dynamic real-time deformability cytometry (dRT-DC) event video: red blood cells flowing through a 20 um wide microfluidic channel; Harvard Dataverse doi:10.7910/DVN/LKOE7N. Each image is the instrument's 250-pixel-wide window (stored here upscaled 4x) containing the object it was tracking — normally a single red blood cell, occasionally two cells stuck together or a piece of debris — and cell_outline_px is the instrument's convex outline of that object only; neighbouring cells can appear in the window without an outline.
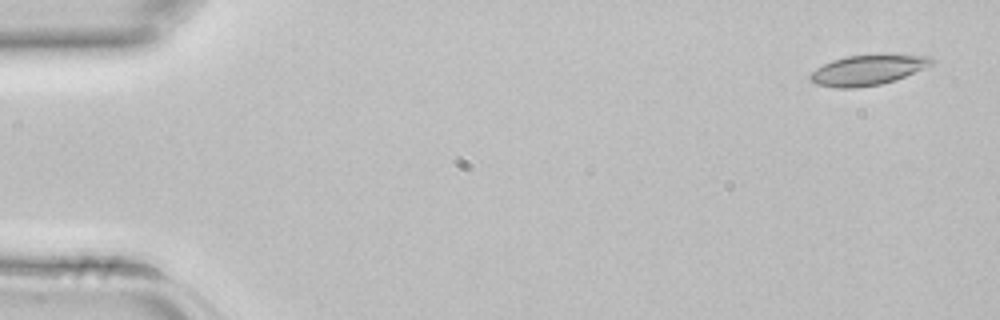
{"species": "common noctule bat (a hibernating species)", "species_latin": "Nyctalus noctula", "temperature_condition": "room temperature", "stored_images_in_passage": 3, "camera_frame_rate_fps": 3000, "um_per_image_px": 0.085, "animal": {"sex": "female", "body_mass_g": 22.7, "forearm_length_mm": 54.2}, "frame": {"image": 1, "passage_image": 1, "time_ms": 0.0, "image_size_px": [1000, 320], "cell_outline_px": [[936, 60], [932, 64], [896, 80], [880, 84], [856, 88], [836, 88], [816, 84], [808, 80], [808, 76], [816, 68], [832, 60], [844, 56], [876, 52], [888, 52], [932, 56]], "centroid_in_image_um": [73.79, 5.89], "position_along_channel_um": 11.2, "area_um2": 22.37}}
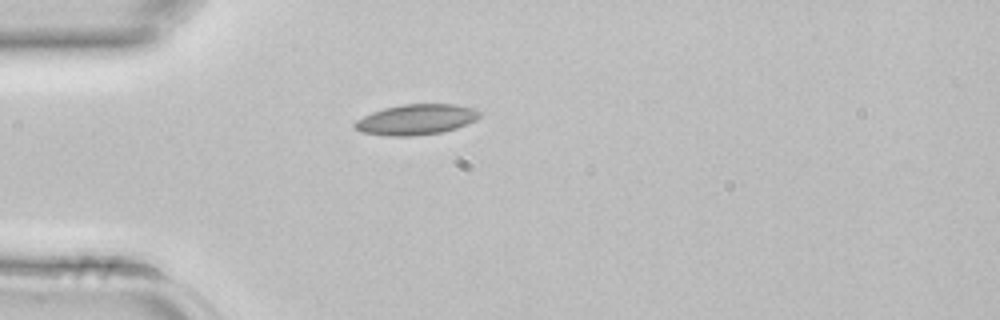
{"frame": {"image": 2, "passage_image": 3, "time_ms": 0.667, "image_size_px": [1000, 320], "cell_outline_px": [[480, 116], [476, 120], [456, 128], [444, 132], [412, 136], [388, 136], [360, 132], [352, 124], [356, 120], [372, 112], [384, 108], [404, 104], [456, 104], [476, 108], [480, 112]], "centroid_in_image_um": [35.39, 10.16], "position_along_channel_um": 49.6, "area_um2": 22.31}}